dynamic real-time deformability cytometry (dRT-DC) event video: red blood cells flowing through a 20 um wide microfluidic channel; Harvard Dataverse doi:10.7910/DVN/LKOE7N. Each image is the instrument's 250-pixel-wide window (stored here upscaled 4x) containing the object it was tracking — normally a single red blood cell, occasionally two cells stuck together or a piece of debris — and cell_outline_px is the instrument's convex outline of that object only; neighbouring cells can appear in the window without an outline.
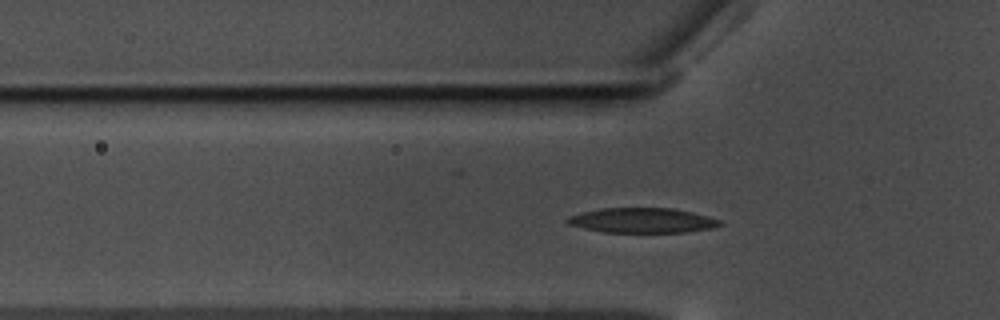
{"species": "common noctule bat (a hibernating species)", "species_latin": "Nyctalus noctula", "temperature_condition": "warm", "stored_images_in_passage": 43, "camera_frame_rate_fps": 3000, "um_per_image_px": 0.085, "animal": {"sex": "male", "body_mass_g": 17.5, "forearm_length_mm": 52.3}, "frame": {"image": 1, "passage_image": 3, "time_ms": 0.667, "image_size_px": [1000, 320], "cell_outline_px": [[724, 224], [712, 228], [684, 232], [604, 232], [584, 228], [568, 224], [564, 220], [568, 216], [580, 212], [600, 208], [672, 208], [692, 212], [708, 216], [720, 220]], "centroid_in_image_um": [54.57, 18.73], "position_along_channel_um": 71.2, "area_um2": 22.2}}
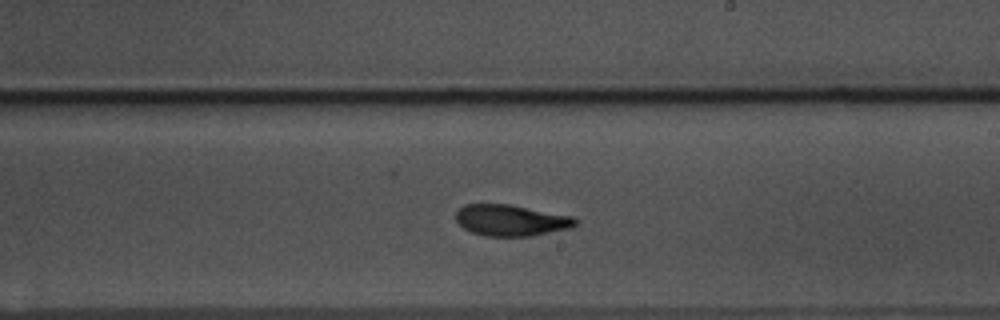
{"frame": {"image": 2, "passage_image": 18, "time_ms": 5.667, "image_size_px": [1000, 320], "cell_outline_px": [[580, 220], [576, 224], [568, 228], [532, 236], [484, 236], [472, 232], [464, 228], [456, 220], [456, 212], [464, 204], [508, 204], [572, 216]], "centroid_in_image_um": [43.42, 18.72], "position_along_channel_um": 245.6, "area_um2": 21.62}}
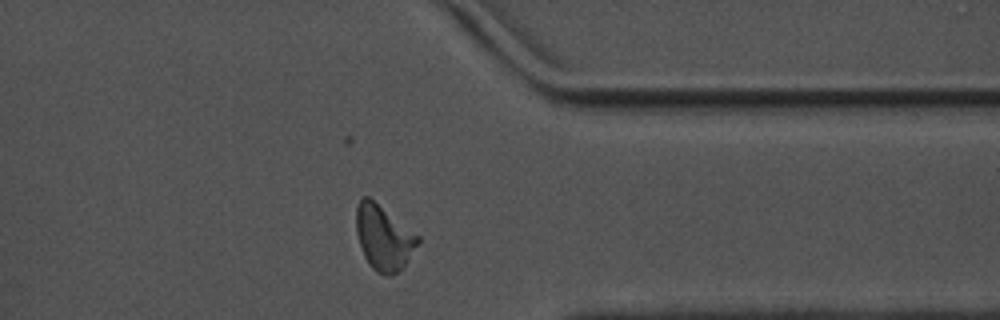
{"frame": {"image": 3, "passage_image": 30, "time_ms": 9.667, "image_size_px": [1000, 320], "cell_outline_px": [[420, 240], [404, 264], [392, 276], [384, 276], [376, 272], [368, 264], [364, 256], [356, 232], [356, 204], [364, 196], [368, 196], [420, 236]], "centroid_in_image_um": [32.58, 20.2], "position_along_channel_um": 378.8, "area_um2": 23.06}, "authors_computed_cell_mechanics": {"area_um2": 22.1374, "velocity_mm_per_s": 3.4992, "shape_relaxation_time_tau1_ms": 3.8383, "shape_relaxation_time_tau2_ms": 2.189, "deformation_change_tau1": 0.173, "deformation_change_tau2": 0.0924}}